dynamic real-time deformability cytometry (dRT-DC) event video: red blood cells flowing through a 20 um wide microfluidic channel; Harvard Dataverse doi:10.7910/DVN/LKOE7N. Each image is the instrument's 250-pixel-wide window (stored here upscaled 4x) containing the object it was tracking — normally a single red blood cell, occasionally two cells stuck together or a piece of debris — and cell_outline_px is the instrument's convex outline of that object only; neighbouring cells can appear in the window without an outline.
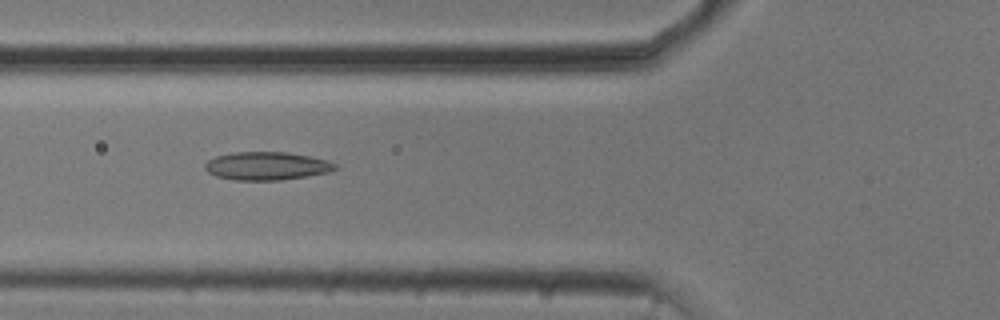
{"species": "common noctule bat (a hibernating species)", "species_latin": "Nyctalus noctula", "temperature_condition": "cold", "stored_images_in_passage": 53, "camera_frame_rate_fps": 3000, "um_per_image_px": 0.085, "animal": {"sex": "male", "body_mass_g": 20.5, "forearm_length_mm": 52.5}, "frame": {"image": 1, "passage_image": 19, "time_ms": 6.0, "image_size_px": [1000, 320], "cell_outline_px": [[340, 168], [332, 172], [308, 176], [280, 180], [236, 180], [216, 176], [208, 172], [204, 168], [204, 164], [208, 160], [216, 156], [236, 152], [288, 152], [312, 156], [328, 160], [336, 164]], "centroid_in_image_um": [22.74, 14.1], "position_along_channel_um": 103.1, "area_um2": 21.62}}
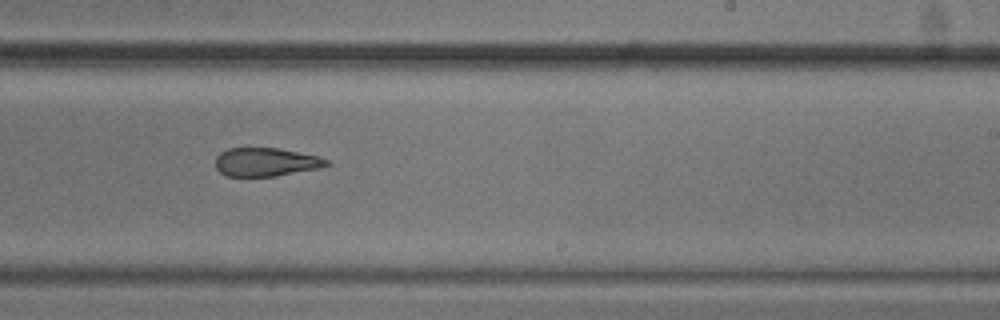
{"frame": {"image": 2, "passage_image": 32, "time_ms": 10.333, "image_size_px": [1000, 320], "cell_outline_px": [[332, 164], [320, 168], [276, 176], [228, 176], [220, 172], [216, 168], [216, 156], [220, 152], [228, 148], [280, 148], [316, 156], [328, 160]], "centroid_in_image_um": [22.6, 13.77], "position_along_channel_um": 266.4, "area_um2": 18.44}}
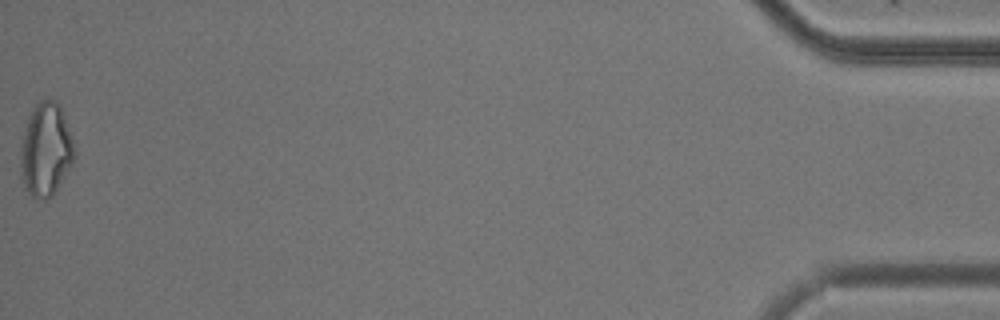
{"frame": {"image": 3, "passage_image": 53, "time_ms": 17.333, "image_size_px": [1000, 320], "cell_outline_px": [[76, 156], [72, 164], [52, 196], [44, 200], [36, 200], [28, 192], [24, 184], [20, 172], [20, 160], [24, 132], [28, 116], [32, 108], [44, 96], [56, 100], [60, 108], [68, 128], [76, 152]], "centroid_in_image_um": [3.89, 12.72], "position_along_channel_um": 431.3, "area_um2": 29.25}, "authors_computed_cell_mechanics": {"area_um2": 21.6172, "velocity_mm_per_s": 3.7613, "shape_relaxation_time_tau1_ms": 7.7525, "shape_relaxation_time_tau2_ms": 3.8173, "deformation_change_tau1": 0.1361, "deformation_change_tau2": 0.1115}}